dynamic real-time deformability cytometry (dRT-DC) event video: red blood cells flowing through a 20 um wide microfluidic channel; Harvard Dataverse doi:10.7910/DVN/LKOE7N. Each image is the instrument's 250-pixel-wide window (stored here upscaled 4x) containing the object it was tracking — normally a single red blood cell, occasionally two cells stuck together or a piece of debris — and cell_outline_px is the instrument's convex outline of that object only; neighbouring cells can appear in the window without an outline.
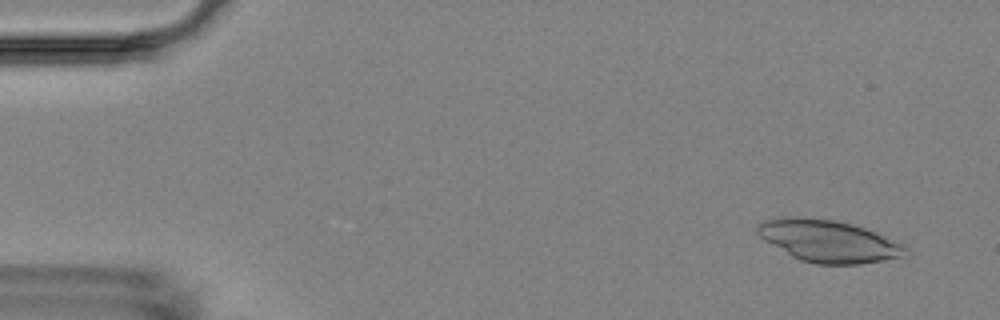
{"species": "Egyptian fruit bat (a non-hibernating species)", "species_latin": "Rousettus aegyptiacus", "temperature_condition": "room temperature", "stored_images_in_passage": 6, "camera_frame_rate_fps": 3000, "um_per_image_px": 0.085, "animal": {"sex": "female"}, "frame": {"image": 1, "passage_image": 2, "time_ms": 1.0, "image_size_px": [1000, 320], "cell_outline_px": [[908, 248], [900, 256], [860, 264], [816, 264], [800, 260], [792, 256], [764, 240], [756, 232], [756, 224], [764, 220], [780, 216], [792, 216], [836, 220], [852, 224], [900, 240]], "centroid_in_image_um": [70.39, 20.46], "position_along_channel_um": 14.6, "area_um2": 36.36}}